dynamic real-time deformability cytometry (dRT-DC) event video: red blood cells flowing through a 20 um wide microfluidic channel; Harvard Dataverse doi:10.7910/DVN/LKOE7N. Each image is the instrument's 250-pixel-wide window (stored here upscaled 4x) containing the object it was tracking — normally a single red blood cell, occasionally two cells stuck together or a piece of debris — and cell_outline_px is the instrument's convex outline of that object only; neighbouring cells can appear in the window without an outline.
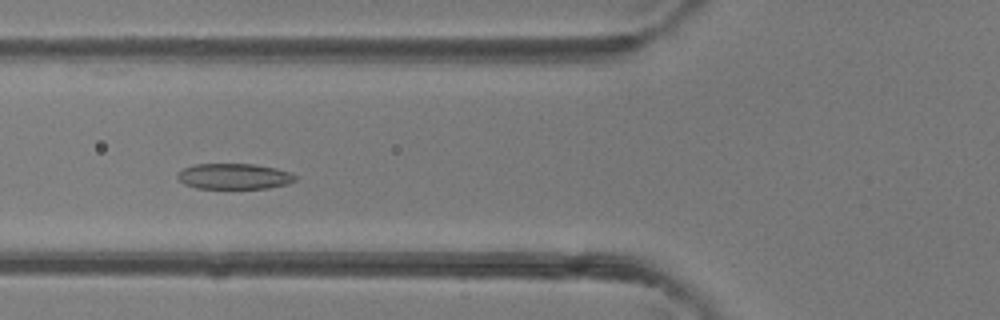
{"species": "common noctule bat (a hibernating species)", "species_latin": "Nyctalus noctula", "temperature_condition": "room temperature", "stored_images_in_passage": 4, "camera_frame_rate_fps": 3000, "um_per_image_px": 0.085, "animal": {"sex": "female"}, "frame": {"image": 1, "passage_image": 4, "time_ms": 3.333, "image_size_px": [1000, 320], "cell_outline_px": [[296, 180], [288, 184], [268, 188], [196, 188], [184, 184], [176, 176], [176, 172], [184, 168], [196, 164], [256, 164], [276, 168], [292, 172], [296, 176]], "centroid_in_image_um": [19.91, 14.98], "position_along_channel_um": 105.9, "area_um2": 17.74}}